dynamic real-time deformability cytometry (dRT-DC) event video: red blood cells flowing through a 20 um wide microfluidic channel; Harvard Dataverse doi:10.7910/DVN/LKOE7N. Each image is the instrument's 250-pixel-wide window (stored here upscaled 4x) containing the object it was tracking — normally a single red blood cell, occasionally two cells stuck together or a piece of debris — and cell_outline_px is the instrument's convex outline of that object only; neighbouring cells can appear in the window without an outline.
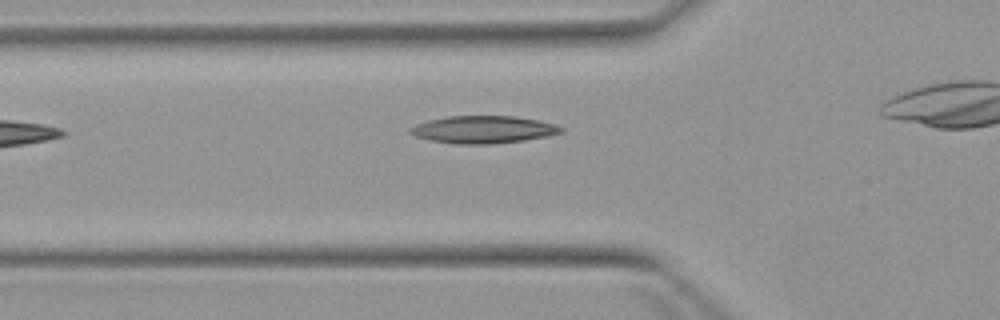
{"species": "Egyptian fruit bat (a non-hibernating species)", "species_latin": "Rousettus aegyptiacus", "temperature_condition": "warm", "stored_images_in_passage": 8, "camera_frame_rate_fps": 3000, "um_per_image_px": 0.085, "animal": {"sex": "female"}, "frame": {"image": 1, "passage_image": 7, "time_ms": 8.0, "image_size_px": [1000, 320], "cell_outline_px": [[564, 132], [548, 136], [524, 140], [492, 144], [456, 144], [428, 140], [416, 136], [408, 132], [408, 128], [416, 124], [428, 120], [448, 116], [516, 116], [540, 120], [556, 124], [564, 128]], "centroid_in_image_um": [41.09, 11.01], "position_along_channel_um": 84.7, "area_um2": 24.39}}